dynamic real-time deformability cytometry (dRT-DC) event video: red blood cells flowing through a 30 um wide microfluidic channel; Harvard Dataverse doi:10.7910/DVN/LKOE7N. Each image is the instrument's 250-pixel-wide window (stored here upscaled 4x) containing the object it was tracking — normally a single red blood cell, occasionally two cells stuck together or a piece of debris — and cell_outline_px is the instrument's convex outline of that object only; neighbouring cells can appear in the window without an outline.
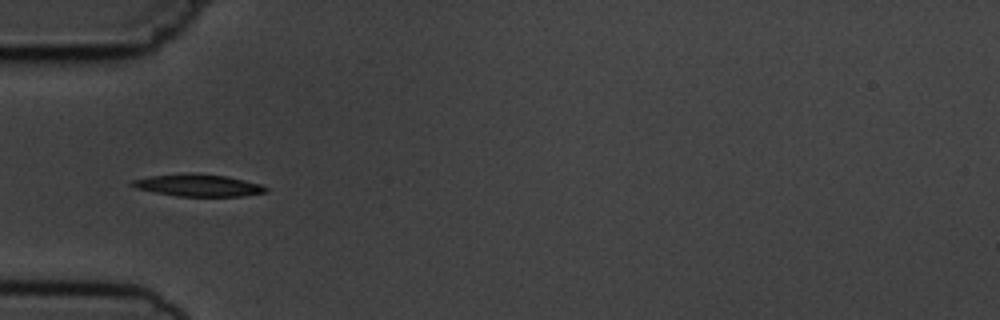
{"species": "common noctule bat (a hibernating species)", "species_latin": "Nyctalus noctula", "temperature_condition": "cold", "stored_images_in_passage": 7, "camera_frame_rate_fps": 3000, "um_per_image_px": 0.085, "animal": {"sex": "male", "body_mass_g": 19.5, "forearm_length_mm": 54.6}, "frame": {"image": 1, "passage_image": 5, "time_ms": 4.0, "image_size_px": [1000, 320], "cell_outline_px": [[268, 192], [244, 196], [176, 196], [136, 188], [128, 184], [132, 180], [152, 176], [188, 172], [196, 172], [224, 176], [244, 180], [260, 184], [268, 188]], "centroid_in_image_um": [16.85, 15.74], "position_along_channel_um": 68.1, "area_um2": 17.28}}
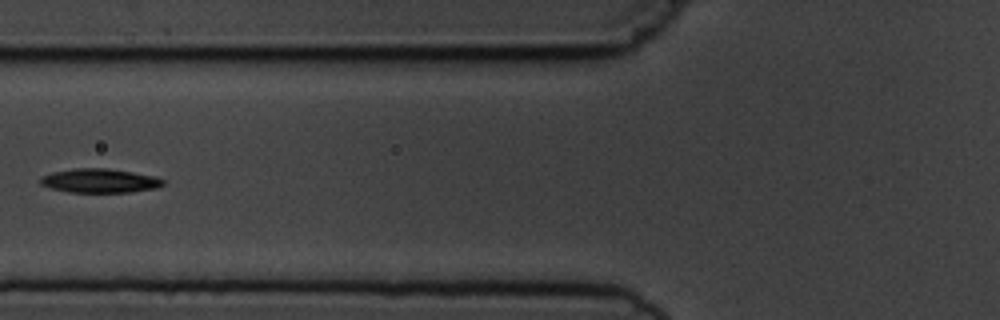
{"frame": {"image": 2, "passage_image": 6, "time_ms": 5.333, "image_size_px": [1000, 320], "cell_outline_px": [[164, 184], [156, 188], [128, 192], [68, 192], [52, 188], [40, 184], [40, 176], [52, 172], [76, 168], [108, 168], [156, 176], [164, 180]], "centroid_in_image_um": [8.47, 15.35], "position_along_channel_um": 117.3, "area_um2": 17.17}}
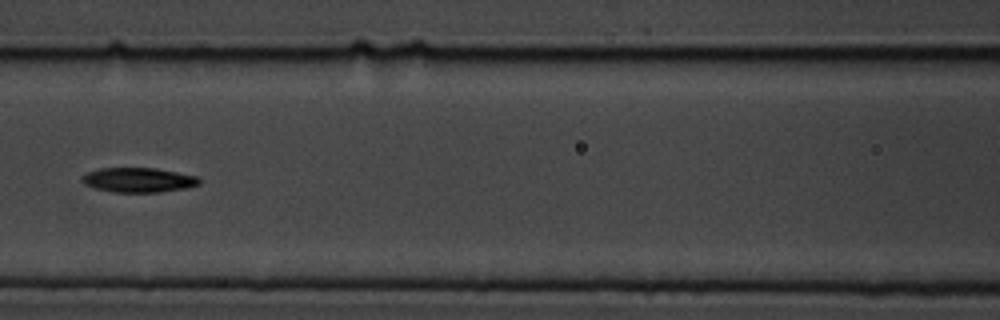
{"frame": {"image": 3, "passage_image": 7, "time_ms": 6.333, "image_size_px": [1000, 320], "cell_outline_px": [[200, 184], [188, 188], [160, 192], [112, 192], [96, 188], [84, 184], [80, 180], [88, 172], [100, 168], [156, 168], [200, 176]], "centroid_in_image_um": [11.82, 15.3], "position_along_channel_um": 154.8, "area_um2": 16.94}}